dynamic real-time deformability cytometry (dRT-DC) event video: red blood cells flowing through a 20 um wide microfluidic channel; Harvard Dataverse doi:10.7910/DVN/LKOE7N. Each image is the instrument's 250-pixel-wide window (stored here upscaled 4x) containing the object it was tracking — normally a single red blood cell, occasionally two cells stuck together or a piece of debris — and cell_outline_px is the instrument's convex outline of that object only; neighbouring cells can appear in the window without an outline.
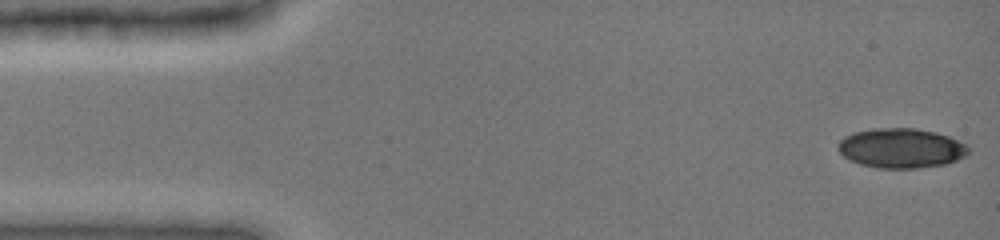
{"species": "common noctule bat (a hibernating species)", "species_latin": "Nyctalus noctula", "temperature_condition": "cold", "stored_images_in_passage": 108, "camera_frame_rate_fps": 3000, "um_per_image_px": 0.085, "animal": {"sex": "female", "body_mass_g": 19.0, "forearm_length_mm": 51.5}, "frame": {"image": 1, "passage_image": 1, "time_ms": 0.0, "image_size_px": [1000, 240], "cell_outline_px": [[972, 152], [948, 164], [916, 168], [876, 168], [860, 164], [844, 156], [836, 148], [836, 144], [844, 136], [852, 132], [876, 128], [916, 128], [936, 132], [948, 136], [972, 148]], "centroid_in_image_um": [76.6, 12.59], "position_along_channel_um": 8.4, "area_um2": 30.4}}
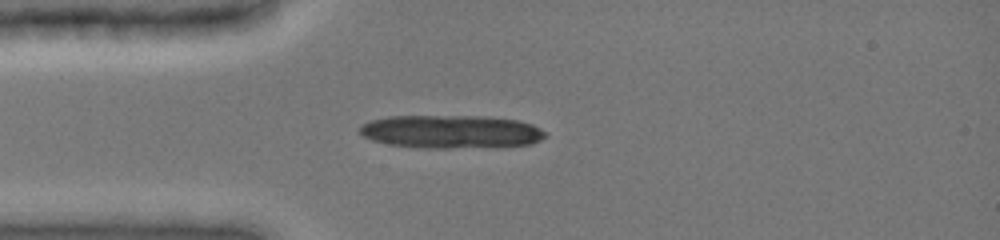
{"frame": {"image": 2, "passage_image": 17, "time_ms": 3.667, "image_size_px": [1000, 240], "cell_outline_px": [[548, 136], [532, 144], [496, 148], [424, 148], [388, 144], [372, 140], [364, 136], [360, 132], [360, 124], [372, 120], [388, 116], [480, 116], [520, 120], [532, 124], [540, 128]], "centroid_in_image_um": [38.4, 11.21], "position_along_channel_um": 46.6, "area_um2": 36.47}}